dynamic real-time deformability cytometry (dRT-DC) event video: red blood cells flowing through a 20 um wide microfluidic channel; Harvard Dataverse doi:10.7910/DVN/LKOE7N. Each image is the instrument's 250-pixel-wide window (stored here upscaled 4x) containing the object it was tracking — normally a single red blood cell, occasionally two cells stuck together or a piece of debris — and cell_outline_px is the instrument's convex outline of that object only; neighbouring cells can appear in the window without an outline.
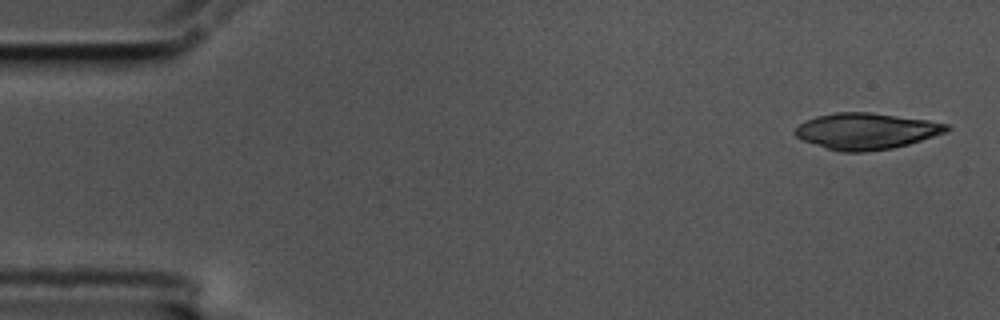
{"species": "common noctule bat (a hibernating species)", "species_latin": "Nyctalus noctula", "temperature_condition": "cold", "stored_images_in_passage": 4, "camera_frame_rate_fps": 3000, "um_per_image_px": 0.085, "animal": {"sex": "male", "body_mass_g": 17.5, "forearm_length_mm": 52.3}, "frame": {"image": 1, "passage_image": 1, "time_ms": 0.0, "image_size_px": [1000, 320], "cell_outline_px": [[952, 128], [948, 132], [908, 144], [892, 148], [864, 152], [840, 152], [804, 140], [796, 136], [792, 132], [804, 120], [816, 116], [836, 112], [872, 112], [928, 120], [948, 124]], "centroid_in_image_um": [73.65, 11.13], "position_along_channel_um": 11.3, "area_um2": 32.08}}